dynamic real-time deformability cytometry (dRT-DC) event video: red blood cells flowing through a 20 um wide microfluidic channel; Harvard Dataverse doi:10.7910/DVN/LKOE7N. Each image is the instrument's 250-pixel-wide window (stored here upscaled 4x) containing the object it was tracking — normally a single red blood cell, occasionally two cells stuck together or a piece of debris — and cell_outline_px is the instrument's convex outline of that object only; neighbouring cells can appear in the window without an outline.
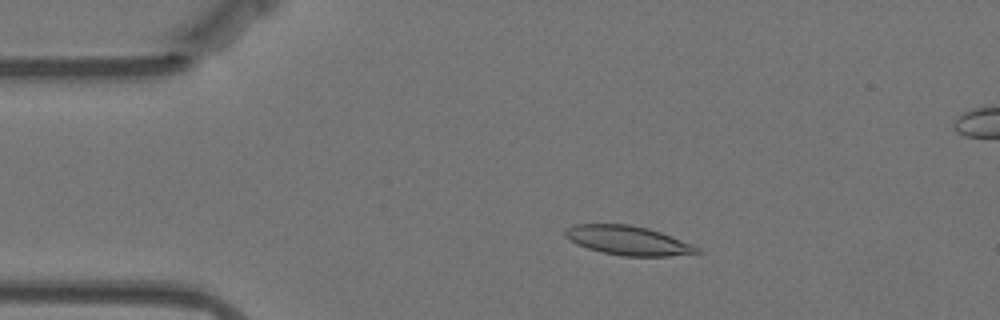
{"species": "Egyptian fruit bat (a non-hibernating species)", "species_latin": "Rousettus aegyptiacus", "temperature_condition": "warm", "stored_images_in_passage": 51, "camera_frame_rate_fps": 3000, "um_per_image_px": 0.085, "animal": {"sex": "female"}, "frame": {"image": 1, "passage_image": 11, "time_ms": 3.333, "image_size_px": [1000, 320], "cell_outline_px": [[704, 252], [700, 256], [624, 256], [604, 252], [588, 248], [576, 244], [564, 236], [564, 232], [568, 228], [576, 224], [628, 224], [648, 228], [660, 232], [692, 244], [700, 248]], "centroid_in_image_um": [53.51, 20.46], "position_along_channel_um": 31.5, "area_um2": 22.72}}
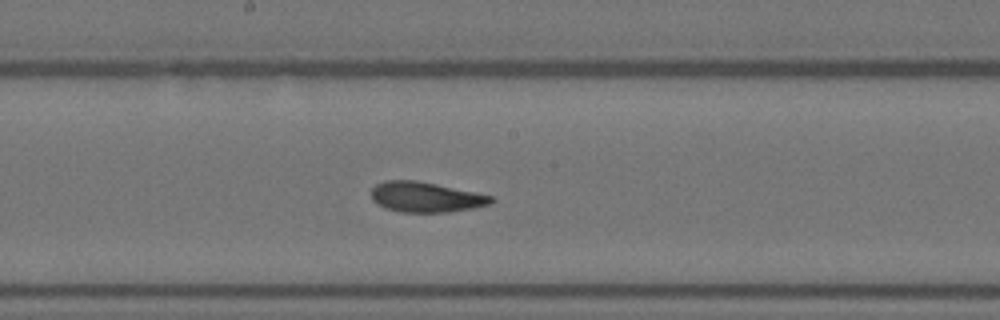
{"frame": {"image": 2, "passage_image": 30, "time_ms": 9.667, "image_size_px": [1000, 320], "cell_outline_px": [[496, 200], [492, 204], [472, 208], [448, 212], [400, 212], [384, 208], [376, 204], [372, 200], [372, 188], [376, 184], [384, 180], [416, 180], [436, 184], [492, 196]], "centroid_in_image_um": [36.16, 16.75], "position_along_channel_um": 212.0, "area_um2": 21.15}}
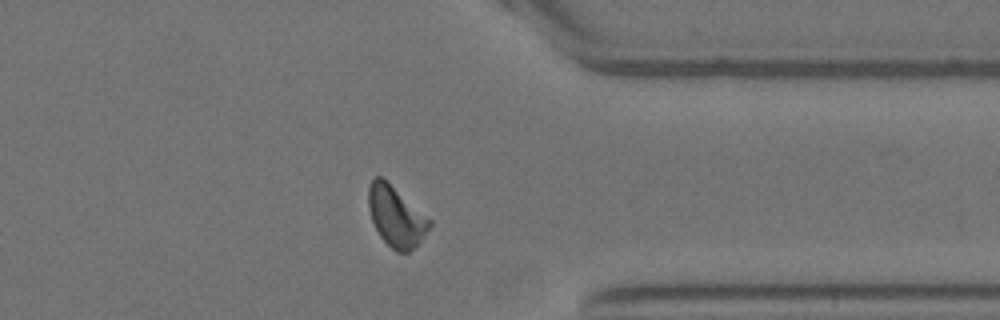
{"frame": {"image": 3, "passage_image": 45, "time_ms": 14.667, "image_size_px": [1000, 320], "cell_outline_px": [[432, 224], [424, 236], [408, 252], [396, 252], [380, 236], [372, 220], [368, 208], [368, 188], [372, 180], [376, 176], [380, 176], [388, 180], [432, 220]], "centroid_in_image_um": [33.66, 18.35], "position_along_channel_um": 377.7, "area_um2": 21.5}, "authors_computed_cell_mechanics": {"area_um2": 21.675, "velocity_mm_per_s": 3.5033, "shape_relaxation_time_tau1_ms": 7.3348, "shape_relaxation_time_tau2_ms": 2.7691, "deformation_change_tau1": 0.164, "deformation_change_tau2": 0.0988}}